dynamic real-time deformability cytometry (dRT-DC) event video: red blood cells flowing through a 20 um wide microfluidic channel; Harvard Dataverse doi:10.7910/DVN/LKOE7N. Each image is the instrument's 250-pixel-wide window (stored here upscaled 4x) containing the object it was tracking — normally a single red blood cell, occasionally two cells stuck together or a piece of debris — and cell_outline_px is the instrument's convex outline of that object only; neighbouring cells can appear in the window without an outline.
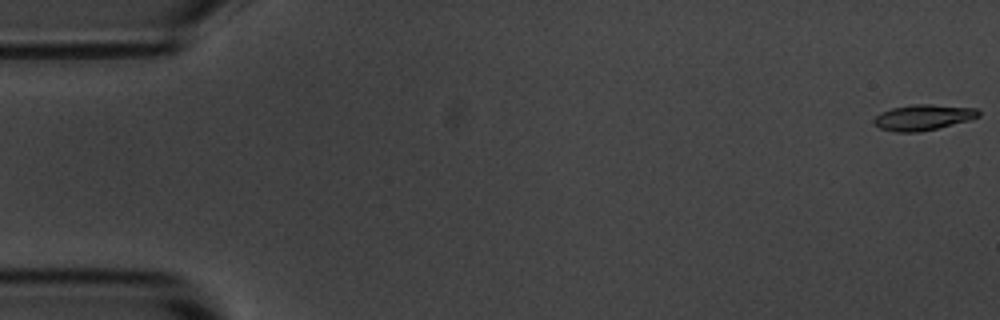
{"species": "common noctule bat (a hibernating species)", "species_latin": "Nyctalus noctula", "temperature_condition": "room temperature", "stored_images_in_passage": 6, "segment_of_instrument_passage": [1, 2], "camera_frame_rate_fps": 3000, "um_per_image_px": 0.085, "animal": {"sex": "male", "body_mass_g": 20.1, "forearm_length_mm": 53.5}, "frame": {"image": 1, "passage_image": 1, "time_ms": 0.0, "image_size_px": [1000, 320], "cell_outline_px": [[980, 116], [968, 120], [920, 132], [896, 132], [880, 128], [872, 124], [872, 120], [880, 112], [892, 108], [912, 104], [928, 104], [976, 108], [980, 112]], "centroid_in_image_um": [78.41, 9.97], "position_along_channel_um": 6.6, "area_um2": 15.61}}
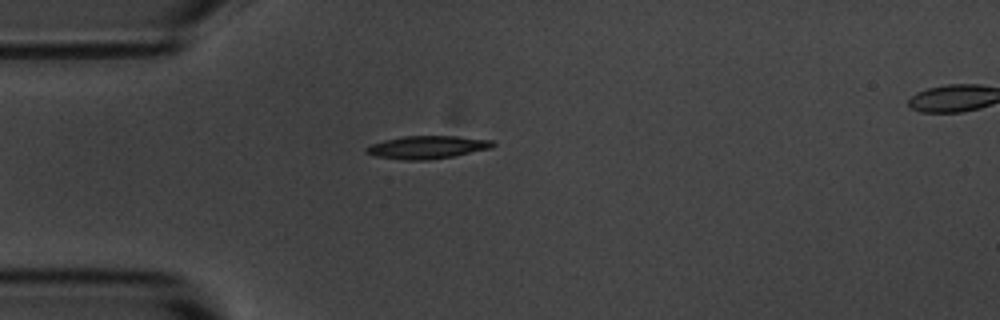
{"frame": {"image": 2, "passage_image": 5, "time_ms": 4.667, "image_size_px": [1000, 320], "cell_outline_px": [[496, 144], [492, 148], [452, 156], [428, 160], [404, 160], [372, 156], [364, 152], [364, 148], [372, 144], [384, 140], [404, 136], [456, 136], [492, 140]], "centroid_in_image_um": [36.28, 12.52], "position_along_channel_um": 48.7, "area_um2": 16.94}}